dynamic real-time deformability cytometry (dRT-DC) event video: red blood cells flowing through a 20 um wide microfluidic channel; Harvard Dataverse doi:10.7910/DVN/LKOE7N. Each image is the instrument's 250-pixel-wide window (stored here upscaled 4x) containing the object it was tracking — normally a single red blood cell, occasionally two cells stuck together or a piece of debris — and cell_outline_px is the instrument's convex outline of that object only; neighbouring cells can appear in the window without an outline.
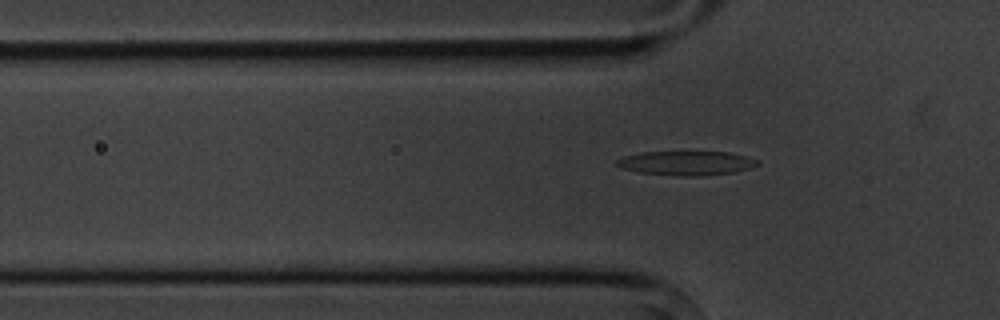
{"species": "common noctule bat (a hibernating species)", "species_latin": "Nyctalus noctula", "temperature_condition": "cold", "stored_images_in_passage": 5, "camera_frame_rate_fps": 3000, "um_per_image_px": 0.085, "animal": {"sex": "male", "body_mass_g": 20.1, "forearm_length_mm": 53.5}, "frame": {"image": 1, "passage_image": 5, "time_ms": 4.333, "image_size_px": [1000, 320], "cell_outline_px": [[760, 164], [748, 168], [732, 172], [700, 176], [676, 176], [636, 172], [620, 168], [616, 164], [616, 160], [624, 156], [640, 152], [728, 152], [748, 156], [760, 160]], "centroid_in_image_um": [58.32, 13.86], "position_along_channel_um": 67.5, "area_um2": 20.0}}